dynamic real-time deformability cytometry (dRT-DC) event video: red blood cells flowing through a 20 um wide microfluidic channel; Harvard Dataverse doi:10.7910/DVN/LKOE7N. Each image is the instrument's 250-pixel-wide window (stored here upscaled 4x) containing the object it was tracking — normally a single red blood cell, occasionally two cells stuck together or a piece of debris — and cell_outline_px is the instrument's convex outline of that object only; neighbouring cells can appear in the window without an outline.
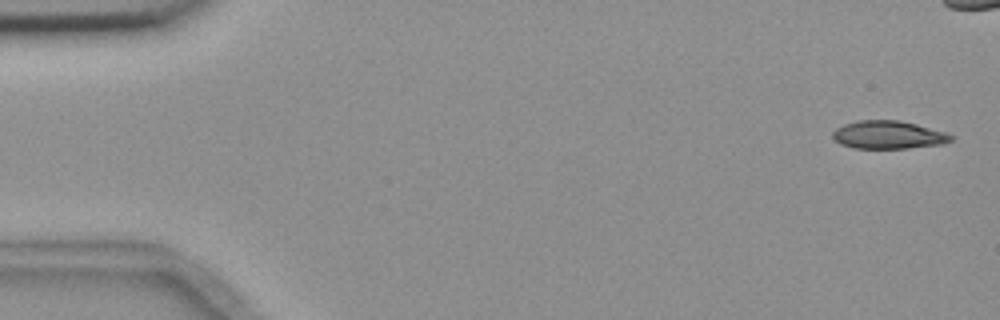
{"species": "common noctule bat (a hibernating species)", "species_latin": "Nyctalus noctula", "temperature_condition": "room temperature", "stored_images_in_passage": 6, "camera_frame_rate_fps": 3000, "um_per_image_px": 0.085, "animal": {"sex": "female", "body_mass_g": 18.4}, "frame": {"image": 1, "passage_image": 1, "time_ms": 0.0, "image_size_px": [1000, 320], "cell_outline_px": [[956, 136], [952, 140], [944, 144], [908, 148], [852, 148], [840, 144], [832, 136], [832, 132], [836, 128], [844, 124], [856, 120], [900, 120], [948, 132]], "centroid_in_image_um": [75.55, 11.46], "position_along_channel_um": 9.5, "area_um2": 19.59}}